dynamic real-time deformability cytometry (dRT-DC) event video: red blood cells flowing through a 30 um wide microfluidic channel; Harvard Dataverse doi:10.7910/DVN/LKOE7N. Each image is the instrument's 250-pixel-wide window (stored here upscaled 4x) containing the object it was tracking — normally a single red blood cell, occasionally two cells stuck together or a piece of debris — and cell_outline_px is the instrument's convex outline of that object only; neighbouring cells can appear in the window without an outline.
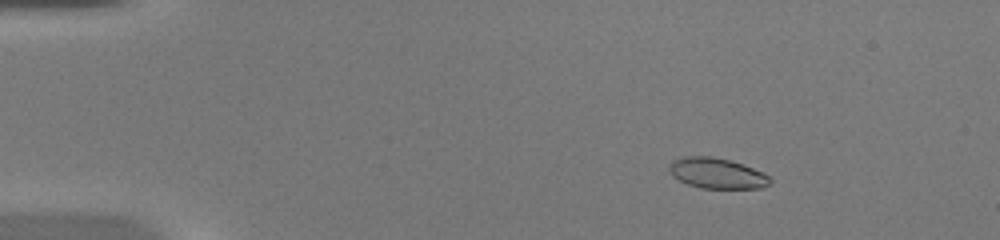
{"species": "common noctule bat (a hibernating species)", "species_latin": "Nyctalus noctula", "temperature_condition": "warm", "stored_images_in_passage": 53, "camera_frame_rate_fps": 3000, "um_per_image_px": 0.085, "animal": {"sex": "female", "body_mass_g": 20.0, "forearm_length_mm": 54.0}, "frame": {"image": 1, "passage_image": 9, "time_ms": 2.667, "image_size_px": [1000, 240], "cell_outline_px": [[772, 180], [764, 188], [700, 188], [688, 184], [672, 176], [668, 168], [668, 164], [672, 160], [684, 156], [712, 156], [728, 160], [764, 172]], "centroid_in_image_um": [60.9, 14.72], "position_along_channel_um": 24.1, "area_um2": 17.92}}
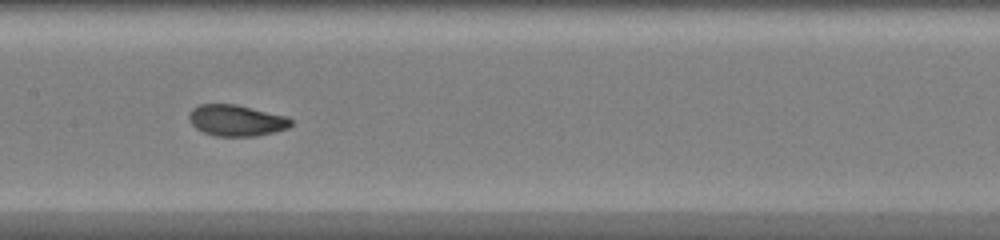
{"frame": {"image": 2, "passage_image": 28, "time_ms": 9.0, "image_size_px": [1000, 240], "cell_outline_px": [[292, 124], [288, 128], [256, 136], [216, 136], [204, 132], [196, 128], [188, 120], [188, 112], [192, 108], [200, 104], [236, 104], [288, 116], [292, 120]], "centroid_in_image_um": [20.08, 10.22], "position_along_channel_um": 187.3, "area_um2": 18.67}}
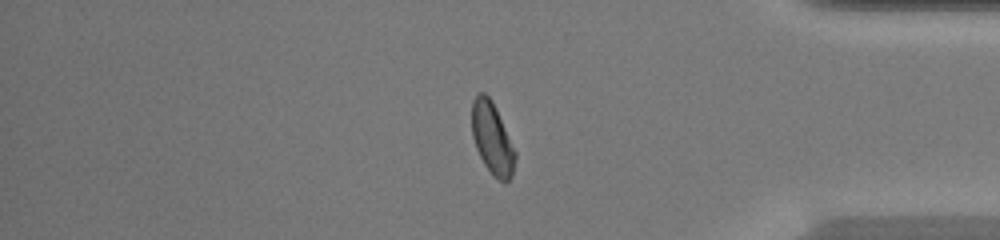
{"frame": {"image": 3, "passage_image": 45, "time_ms": 14.667, "image_size_px": [1000, 240], "cell_outline_px": [[516, 156], [512, 176], [508, 180], [500, 180], [492, 176], [484, 164], [476, 148], [472, 136], [472, 100], [480, 92], [484, 92], [492, 100], [496, 108], [516, 152]], "centroid_in_image_um": [41.83, 11.76], "position_along_channel_um": 393.4, "area_um2": 18.03}, "authors_computed_cell_mechanics": {"area_um2": 18.4382, "velocity_mm_per_s": 4.0285, "shape_relaxation_time_tau1_ms": 3.3051, "shape_relaxation_time_tau2_ms": 1.1694, "deformation_change_tau1": 0.1456, "deformation_change_tau2": 0.0525}}